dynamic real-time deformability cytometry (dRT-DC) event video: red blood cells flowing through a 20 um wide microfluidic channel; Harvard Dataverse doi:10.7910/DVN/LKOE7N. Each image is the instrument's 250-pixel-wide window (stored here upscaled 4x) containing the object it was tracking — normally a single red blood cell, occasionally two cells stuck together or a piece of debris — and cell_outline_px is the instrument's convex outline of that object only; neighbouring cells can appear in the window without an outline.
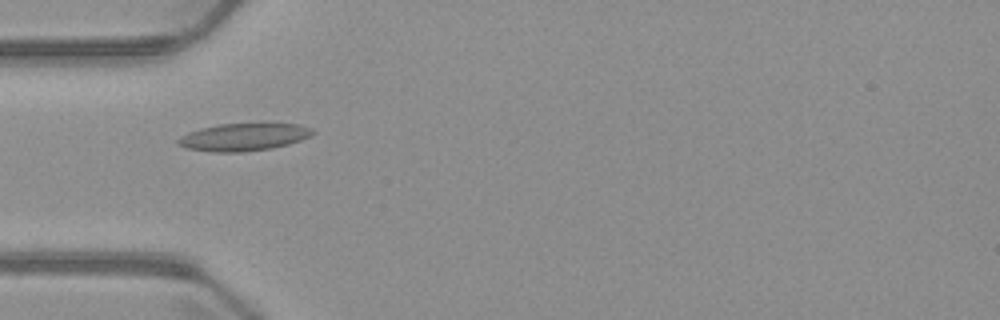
{"species": "common noctule bat (a hibernating species)", "species_latin": "Nyctalus noctula", "temperature_condition": "warm", "stored_images_in_passage": 4, "camera_frame_rate_fps": 3000, "um_per_image_px": 0.085, "animal": {"sex": "male", "body_mass_g": 23.1, "forearm_length_mm": 52.7}, "frame": {"image": 1, "passage_image": 3, "time_ms": 2.0, "image_size_px": [1000, 320], "cell_outline_px": [[316, 132], [312, 136], [288, 144], [272, 148], [240, 152], [212, 152], [188, 148], [176, 144], [176, 140], [180, 136], [188, 132], [200, 128], [220, 124], [300, 124], [312, 128]], "centroid_in_image_um": [20.71, 11.65], "position_along_channel_um": 64.3, "area_um2": 21.56}}
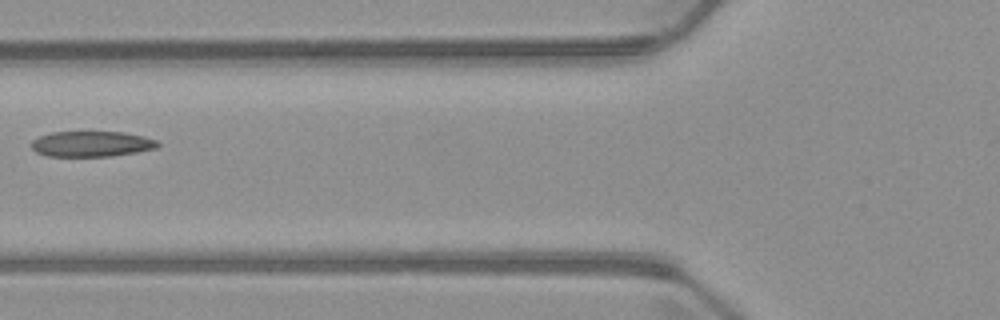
{"frame": {"image": 2, "passage_image": 4, "time_ms": 3.333, "image_size_px": [1000, 320], "cell_outline_px": [[160, 144], [156, 148], [136, 152], [112, 156], [48, 156], [36, 152], [28, 144], [32, 140], [40, 136], [52, 132], [124, 132], [144, 136], [156, 140]], "centroid_in_image_um": [7.76, 12.23], "position_along_channel_um": 118.0, "area_um2": 18.84}}